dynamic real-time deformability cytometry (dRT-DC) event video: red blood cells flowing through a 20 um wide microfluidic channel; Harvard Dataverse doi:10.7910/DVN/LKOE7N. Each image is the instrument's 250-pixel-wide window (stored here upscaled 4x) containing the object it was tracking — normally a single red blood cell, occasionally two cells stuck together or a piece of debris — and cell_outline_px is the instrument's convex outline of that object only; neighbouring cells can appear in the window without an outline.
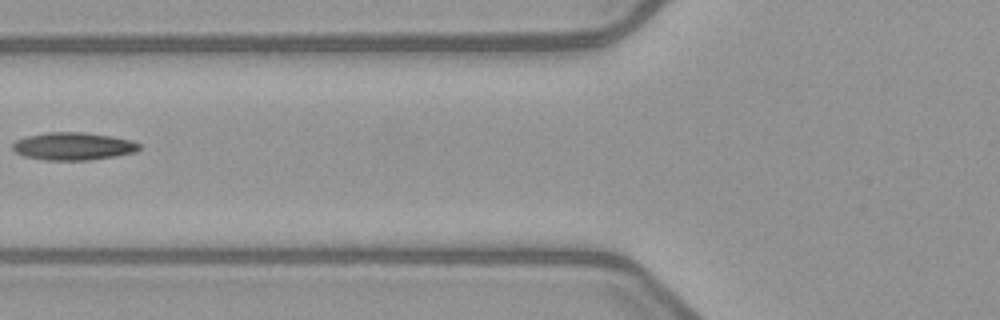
{"species": "common noctule bat (a hibernating species)", "species_latin": "Nyctalus noctula", "temperature_condition": "warm", "stored_images_in_passage": 6, "camera_frame_rate_fps": 3000, "um_per_image_px": 0.085, "animal": {"sex": "female", "body_mass_g": 21.9}, "frame": {"image": 1, "passage_image": 5, "time_ms": 4.667, "image_size_px": [1000, 320], "cell_outline_px": [[140, 148], [136, 152], [116, 156], [88, 160], [44, 160], [24, 156], [16, 152], [12, 148], [12, 144], [16, 140], [28, 136], [48, 132], [84, 132], [112, 136], [132, 140], [140, 144]], "centroid_in_image_um": [6.24, 12.43], "position_along_channel_um": 119.6, "area_um2": 20.46}}
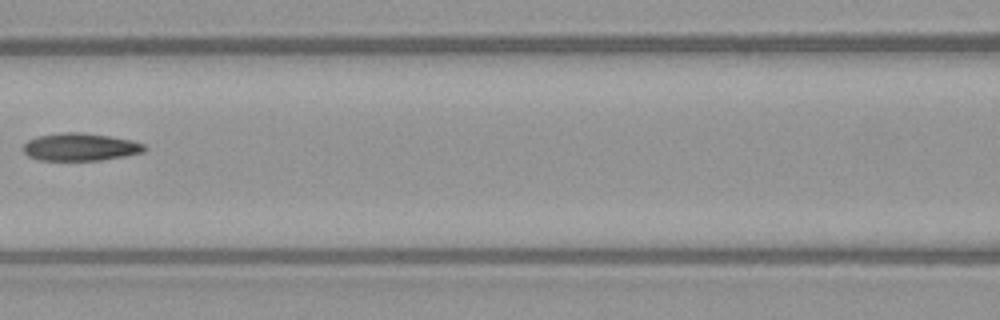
{"frame": {"image": 2, "passage_image": 6, "time_ms": 5.667, "image_size_px": [1000, 320], "cell_outline_px": [[148, 148], [144, 152], [124, 156], [100, 160], [40, 160], [28, 156], [24, 152], [24, 144], [28, 140], [36, 136], [64, 132], [84, 132], [132, 140], [144, 144]], "centroid_in_image_um": [6.83, 12.49], "position_along_channel_um": 159.8, "area_um2": 19.54}}